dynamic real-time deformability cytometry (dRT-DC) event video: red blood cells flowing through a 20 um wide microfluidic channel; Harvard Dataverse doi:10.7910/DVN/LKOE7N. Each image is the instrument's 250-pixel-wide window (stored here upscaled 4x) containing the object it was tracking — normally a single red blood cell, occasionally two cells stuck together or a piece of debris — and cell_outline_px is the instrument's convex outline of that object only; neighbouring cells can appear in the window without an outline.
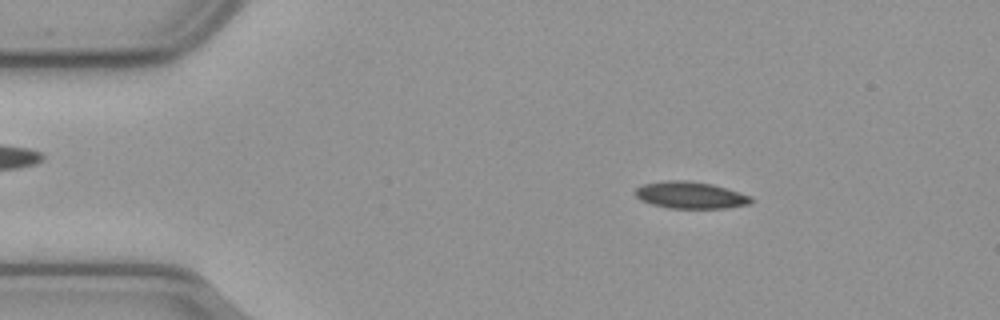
{"species": "common noctule bat (a hibernating species)", "species_latin": "Nyctalus noctula", "temperature_condition": "cold", "stored_images_in_passage": 55, "camera_frame_rate_fps": 3000, "um_per_image_px": 0.085, "animal": {"sex": "male", "body_mass_g": 23.1, "forearm_length_mm": 52.7}, "frame": {"image": 1, "passage_image": 8, "time_ms": 2.333, "image_size_px": [1000, 320], "cell_outline_px": [[752, 204], [724, 208], [668, 208], [652, 204], [640, 200], [636, 196], [636, 188], [644, 184], [668, 180], [688, 180], [712, 184], [752, 196]], "centroid_in_image_um": [58.7, 16.59], "position_along_channel_um": 26.3, "area_um2": 18.09}}
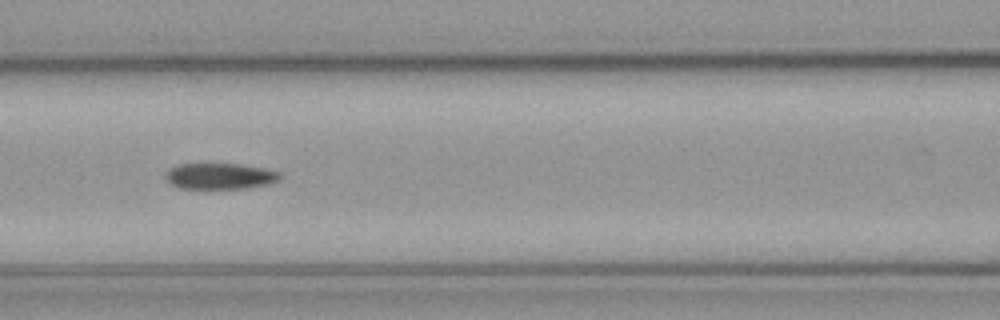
{"frame": {"image": 2, "passage_image": 23, "time_ms": 7.333, "image_size_px": [1000, 320], "cell_outline_px": [[280, 180], [268, 184], [248, 188], [180, 188], [172, 184], [168, 180], [168, 172], [172, 168], [180, 164], [240, 164], [264, 168], [280, 172]], "centroid_in_image_um": [18.78, 14.97], "position_along_channel_um": 147.8, "area_um2": 16.99}}
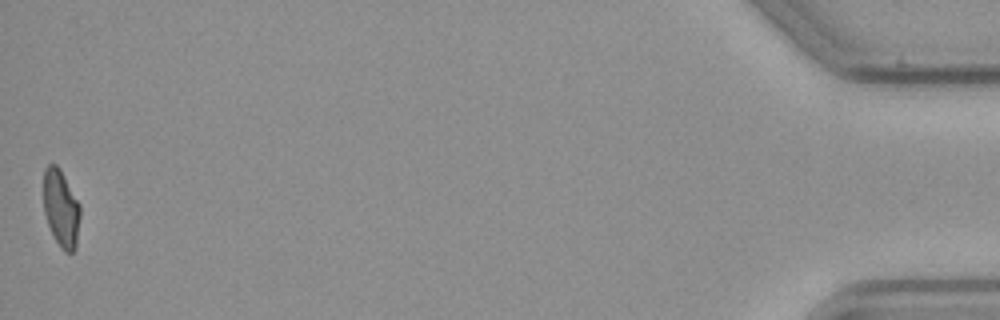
{"frame": {"image": 3, "passage_image": 55, "time_ms": 18.0, "image_size_px": [1000, 320], "cell_outline_px": [[80, 216], [76, 248], [72, 252], [64, 252], [60, 248], [48, 224], [44, 212], [44, 168], [48, 164], [56, 164], [80, 204]], "centroid_in_image_um": [5.19, 17.74], "position_along_channel_um": 430.0, "area_um2": 16.3}}